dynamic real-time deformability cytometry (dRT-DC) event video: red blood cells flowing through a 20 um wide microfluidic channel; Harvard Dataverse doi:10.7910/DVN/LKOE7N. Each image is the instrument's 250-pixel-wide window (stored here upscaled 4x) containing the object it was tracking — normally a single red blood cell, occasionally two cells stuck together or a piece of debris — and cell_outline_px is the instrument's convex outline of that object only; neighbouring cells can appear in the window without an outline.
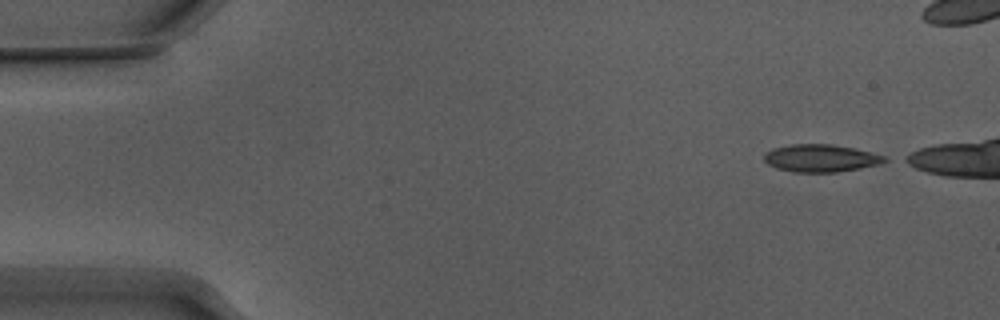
{"species": "Egyptian fruit bat (a non-hibernating species)", "species_latin": "Rousettus aegyptiacus", "temperature_condition": "warm", "stored_images_in_passage": 44, "camera_frame_rate_fps": 3000, "um_per_image_px": 0.085, "animal": {"sex": "male"}, "frame": {"image": 1, "passage_image": 1, "time_ms": 0.0, "image_size_px": [1000, 320], "cell_outline_px": [[888, 160], [880, 164], [860, 168], [836, 172], [792, 172], [776, 168], [768, 164], [764, 160], [764, 152], [772, 148], [792, 144], [832, 144], [852, 148], [888, 156]], "centroid_in_image_um": [69.75, 13.44], "position_along_channel_um": 15.2, "area_um2": 19.42}}
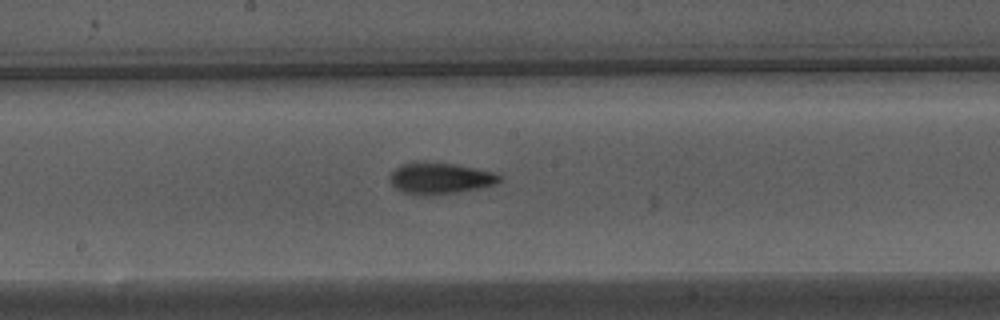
{"frame": {"image": 2, "passage_image": 25, "time_ms": 8.0, "image_size_px": [1000, 320], "cell_outline_px": [[504, 176], [496, 184], [480, 188], [460, 192], [432, 196], [420, 196], [404, 192], [396, 188], [392, 184], [392, 172], [400, 164], [452, 164], [492, 172]], "centroid_in_image_um": [37.46, 15.21], "position_along_channel_um": 210.7, "area_um2": 19.42}}
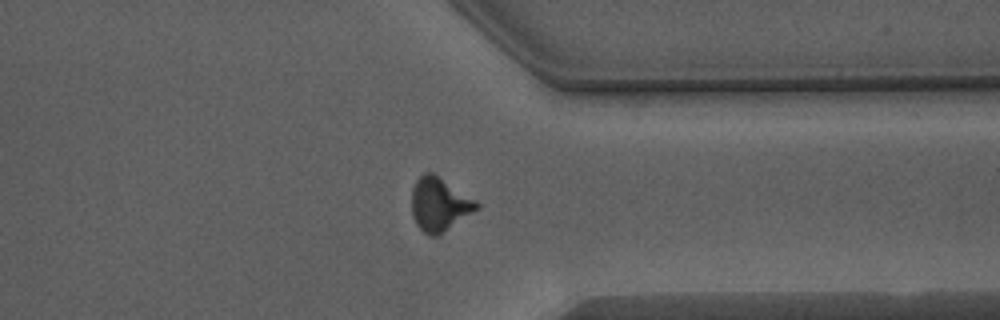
{"frame": {"image": 3, "passage_image": 38, "time_ms": 12.333, "image_size_px": [1000, 320], "cell_outline_px": [[480, 208], [436, 236], [432, 236], [424, 232], [416, 224], [412, 212], [412, 188], [416, 180], [424, 172], [432, 172], [476, 200], [480, 204]], "centroid_in_image_um": [37.34, 17.35], "position_along_channel_um": 374.1, "area_um2": 20.0}, "authors_computed_cell_mechanics": {"area_um2": 19.363, "velocity_mm_per_s": 3.8561, "shape_relaxation_time_tau1_ms": 4.5244, "shape_relaxation_time_tau2_ms": 2.3031, "deformation_change_tau1": 0.1712, "deformation_change_tau2": 0.0934}}